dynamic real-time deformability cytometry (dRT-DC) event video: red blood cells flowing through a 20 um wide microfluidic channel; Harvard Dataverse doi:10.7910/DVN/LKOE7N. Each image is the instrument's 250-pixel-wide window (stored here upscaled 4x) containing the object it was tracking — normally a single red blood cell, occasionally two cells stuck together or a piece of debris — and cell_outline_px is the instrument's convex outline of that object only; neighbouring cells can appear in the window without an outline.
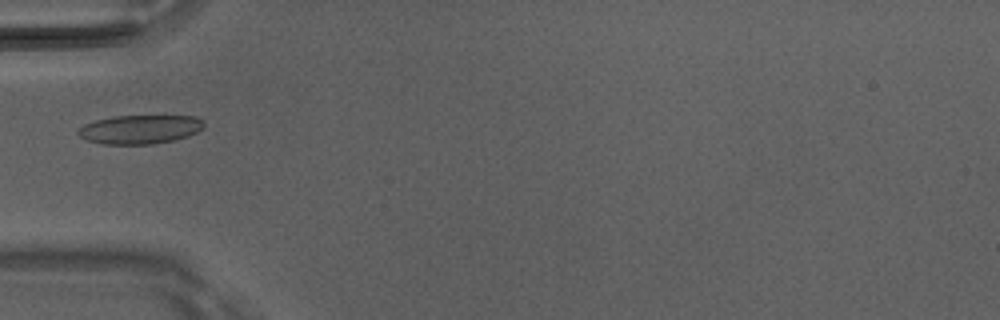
{"species": "Egyptian fruit bat (a non-hibernating species)", "species_latin": "Rousettus aegyptiacus", "temperature_condition": "room temperature", "stored_images_in_passage": 5, "camera_frame_rate_fps": 3000, "um_per_image_px": 0.085, "animal": {"sex": "male"}, "frame": {"image": 1, "passage_image": 5, "time_ms": 1.333, "image_size_px": [1000, 320], "cell_outline_px": [[204, 128], [188, 136], [172, 140], [152, 144], [104, 144], [88, 140], [80, 136], [76, 132], [84, 124], [96, 120], [116, 116], [196, 116], [204, 120]], "centroid_in_image_um": [11.92, 10.99], "position_along_channel_um": 73.1, "area_um2": 21.04}}